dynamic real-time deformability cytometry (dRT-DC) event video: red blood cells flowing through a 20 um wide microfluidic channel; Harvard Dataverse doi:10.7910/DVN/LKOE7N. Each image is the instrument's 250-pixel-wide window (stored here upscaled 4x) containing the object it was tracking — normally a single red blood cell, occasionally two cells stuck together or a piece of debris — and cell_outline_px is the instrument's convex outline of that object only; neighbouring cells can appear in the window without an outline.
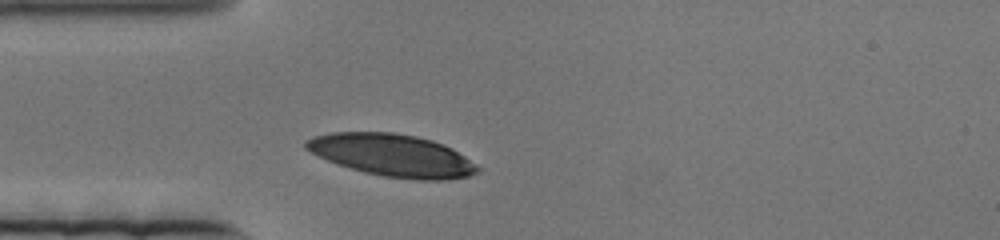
{"species": "human", "species_latin": "Homo sapiens", "temperature_condition": "cold", "stored_images_in_passage": 46, "camera_frame_rate_fps": 3000, "um_per_image_px": 0.085, "donor": {"sex": "female"}, "frame": {"image": 1, "passage_image": 1, "time_ms": 0.0, "image_size_px": [1000, 240], "cell_outline_px": [[480, 172], [468, 176], [448, 180], [416, 180], [384, 176], [364, 172], [328, 160], [304, 148], [304, 140], [312, 136], [332, 132], [396, 132], [416, 136], [432, 140], [444, 144], [452, 148], [464, 156], [480, 168]], "centroid_in_image_um": [33.36, 13.19], "position_along_channel_um": 51.6, "area_um2": 42.25}}
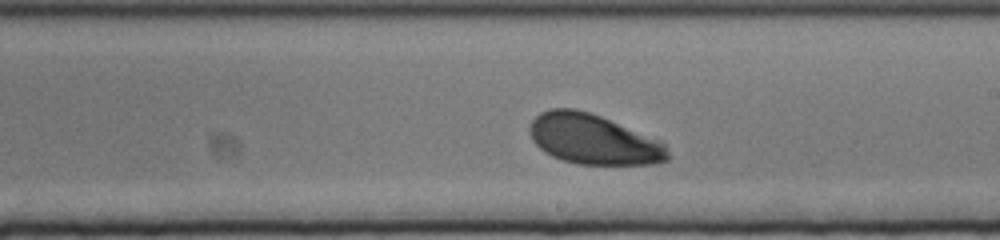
{"frame": {"image": 2, "passage_image": 26, "time_ms": 8.333, "image_size_px": [1000, 240], "cell_outline_px": [[668, 160], [656, 164], [576, 164], [552, 156], [544, 152], [532, 140], [528, 128], [532, 120], [540, 112], [548, 108], [576, 108], [600, 116], [664, 140], [668, 152]], "centroid_in_image_um": [50.45, 11.83], "position_along_channel_um": 238.5, "area_um2": 40.69}}
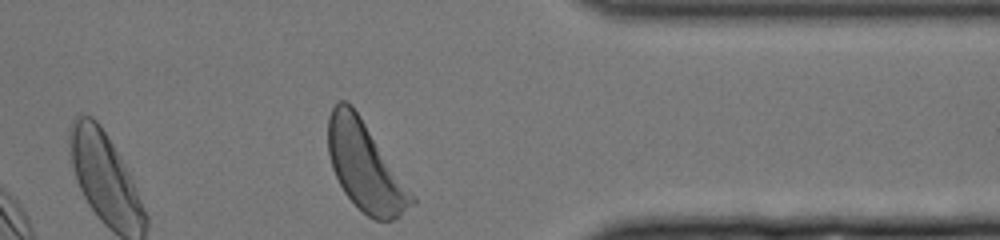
{"frame": {"image": 3, "passage_image": 46, "time_ms": 15.0, "image_size_px": [1000, 240], "cell_outline_px": [[416, 204], [400, 216], [392, 220], [376, 220], [368, 216], [344, 192], [332, 168], [328, 152], [328, 116], [336, 100], [344, 100], [352, 104], [416, 196]], "centroid_in_image_um": [31.06, 14.14], "position_along_channel_um": 380.3, "area_um2": 43.23}}